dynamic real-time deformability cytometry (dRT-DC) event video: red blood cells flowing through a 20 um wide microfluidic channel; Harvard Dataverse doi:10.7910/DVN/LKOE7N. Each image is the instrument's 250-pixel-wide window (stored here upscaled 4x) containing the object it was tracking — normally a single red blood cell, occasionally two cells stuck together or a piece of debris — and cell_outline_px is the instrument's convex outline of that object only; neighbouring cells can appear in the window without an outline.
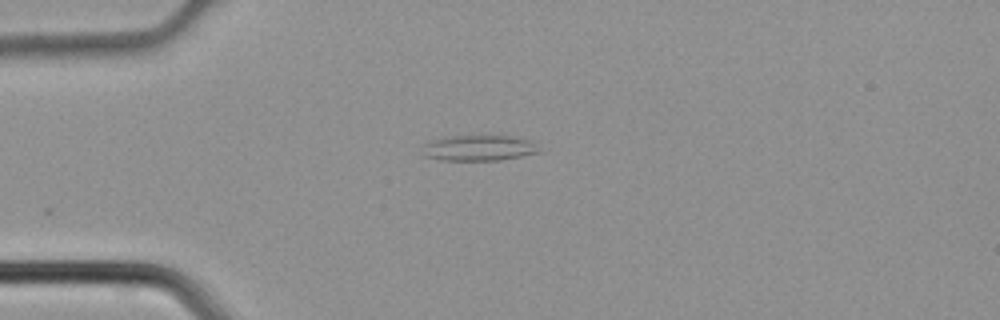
{"species": "common noctule bat (a hibernating species)", "species_latin": "Nyctalus noctula", "temperature_condition": "cold", "stored_images_in_passage": 22, "camera_frame_rate_fps": 3000, "um_per_image_px": 0.085, "animal": {"sex": "male", "body_mass_g": 21.5, "forearm_length_mm": 52.0}, "frame": {"image": 1, "passage_image": 1, "time_ms": 0.0, "image_size_px": [1000, 320], "cell_outline_px": [[540, 152], [500, 160], [440, 160], [424, 156], [424, 144], [428, 140], [444, 136], [512, 136], [532, 140], [536, 144]], "centroid_in_image_um": [40.68, 12.57], "position_along_channel_um": 44.3, "area_um2": 17.51}}
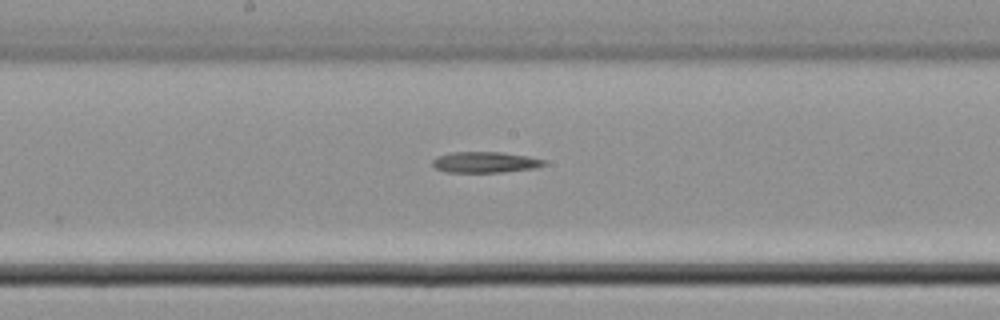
{"frame": {"image": 2, "passage_image": 13, "time_ms": 4.0, "image_size_px": [1000, 320], "cell_outline_px": [[548, 164], [536, 168], [500, 172], [444, 172], [436, 168], [432, 164], [432, 160], [436, 156], [452, 152], [500, 152], [528, 156], [544, 160]], "centroid_in_image_um": [41.22, 13.79], "position_along_channel_um": 207.0, "area_um2": 13.64}}
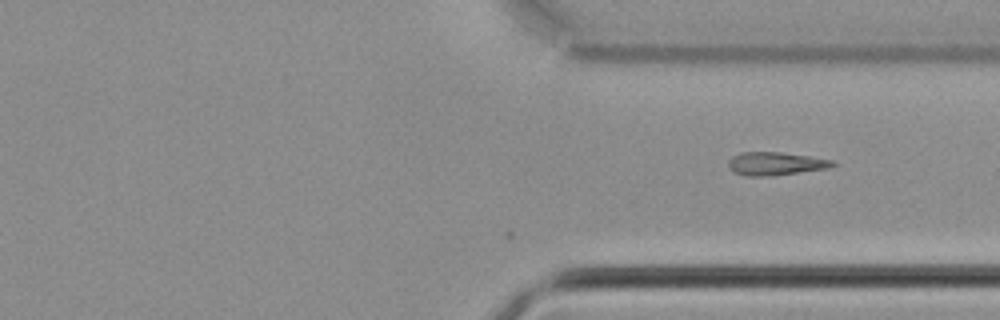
{"frame": {"image": 3, "passage_image": 22, "time_ms": 7.0, "image_size_px": [1000, 320], "cell_outline_px": [[836, 164], [832, 168], [772, 176], [744, 176], [728, 168], [728, 160], [732, 156], [740, 152], [780, 152], [808, 156], [832, 160]], "centroid_in_image_um": [65.92, 13.92], "position_along_channel_um": 345.5, "area_um2": 14.22}}